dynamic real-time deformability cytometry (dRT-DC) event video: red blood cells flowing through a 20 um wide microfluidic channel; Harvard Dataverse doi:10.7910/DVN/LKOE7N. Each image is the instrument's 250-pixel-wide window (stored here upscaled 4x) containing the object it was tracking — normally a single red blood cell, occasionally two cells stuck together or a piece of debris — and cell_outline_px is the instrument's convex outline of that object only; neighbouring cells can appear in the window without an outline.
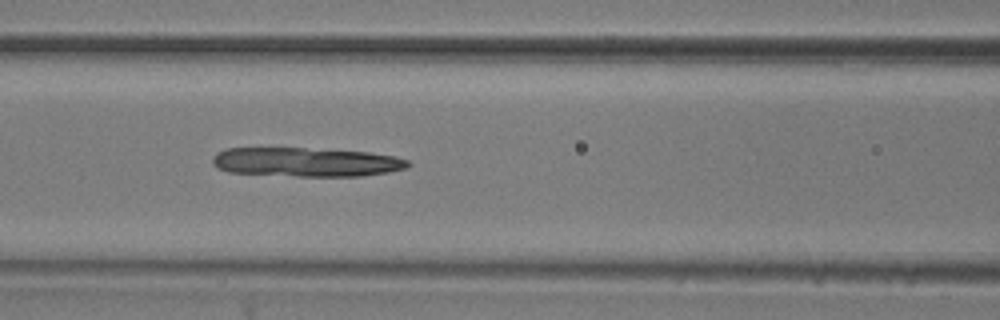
{"species": "common noctule bat (a hibernating species)", "species_latin": "Nyctalus noctula", "temperature_condition": "room temperature", "stored_images_in_passage": 55, "camera_frame_rate_fps": 3000, "um_per_image_px": 0.085, "animal": {"sex": "male", "body_mass_g": 20.5, "forearm_length_mm": 52.5}, "frame": {"image": 1, "passage_image": 23, "time_ms": 7.333, "image_size_px": [1000, 320], "cell_outline_px": [[412, 164], [404, 168], [388, 172], [360, 176], [296, 176], [228, 172], [216, 168], [212, 164], [212, 156], [216, 152], [224, 148], [304, 148], [368, 152], [392, 156], [408, 160]], "centroid_in_image_um": [25.95, 13.77], "position_along_channel_um": 140.7, "area_um2": 33.18}}
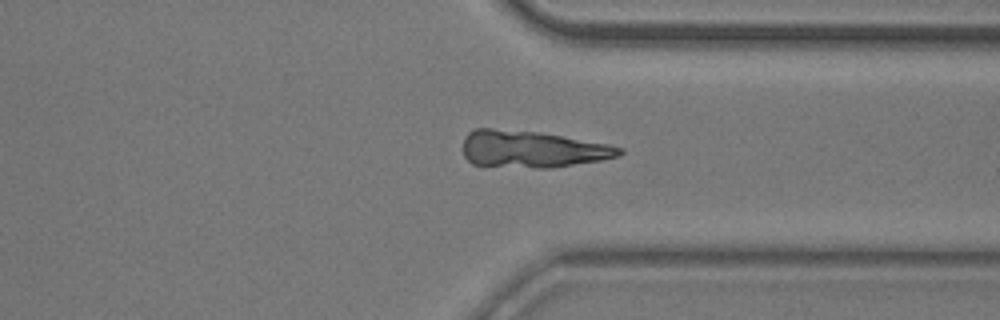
{"frame": {"image": 2, "passage_image": 42, "time_ms": 13.667, "image_size_px": [1000, 320], "cell_outline_px": [[624, 152], [620, 156], [600, 160], [548, 168], [536, 168], [472, 164], [464, 156], [464, 136], [468, 132], [476, 128], [492, 128], [536, 132], [608, 144], [624, 148]], "centroid_in_image_um": [45.22, 12.68], "position_along_channel_um": 366.2, "area_um2": 33.29}}
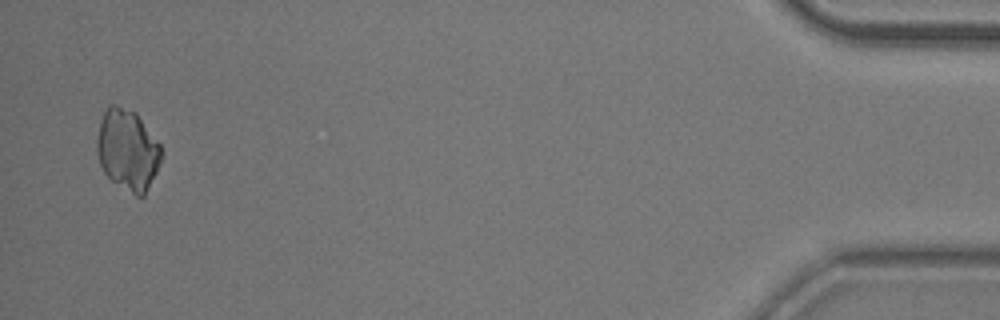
{"frame": {"image": 3, "passage_image": 54, "time_ms": 17.667, "image_size_px": [1000, 320], "cell_outline_px": [[164, 156], [144, 196], [136, 196], [112, 180], [104, 172], [100, 164], [96, 152], [96, 140], [100, 120], [108, 104], [116, 104], [136, 112], [160, 144], [164, 152]], "centroid_in_image_um": [10.85, 12.71], "position_along_channel_um": 424.3, "area_um2": 30.63}}